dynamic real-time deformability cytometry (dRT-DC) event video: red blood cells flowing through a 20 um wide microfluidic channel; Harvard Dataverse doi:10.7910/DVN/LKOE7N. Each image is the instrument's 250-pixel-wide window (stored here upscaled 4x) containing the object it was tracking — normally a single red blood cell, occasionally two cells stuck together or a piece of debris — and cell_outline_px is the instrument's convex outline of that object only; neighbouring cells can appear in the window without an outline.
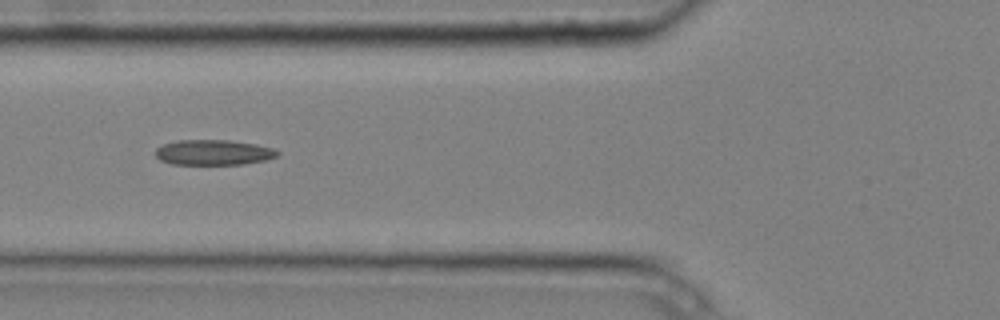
{"species": "common noctule bat (a hibernating species)", "species_latin": "Nyctalus noctula", "temperature_condition": "cold", "stored_images_in_passage": 10, "camera_frame_rate_fps": 3000, "um_per_image_px": 0.085, "animal": {"sex": "male", "body_mass_g": 20.4}, "frame": {"image": 1, "passage_image": 5, "time_ms": 1.333, "image_size_px": [1000, 320], "cell_outline_px": [[280, 152], [276, 156], [268, 160], [244, 164], [172, 164], [160, 160], [156, 156], [156, 148], [164, 144], [176, 140], [228, 140], [256, 144], [272, 148]], "centroid_in_image_um": [18.15, 12.95], "position_along_channel_um": 107.6, "area_um2": 17.98}}
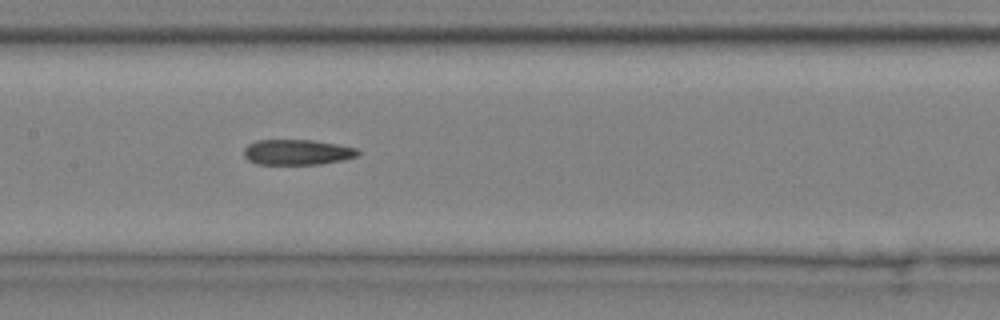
{"frame": {"image": 2, "passage_image": 7, "time_ms": 2.0, "image_size_px": [1000, 320], "cell_outline_px": [[360, 152], [356, 156], [344, 160], [320, 164], [256, 164], [248, 160], [244, 156], [244, 148], [248, 144], [256, 140], [312, 140], [336, 144], [356, 148]], "centroid_in_image_um": [25.24, 12.94], "position_along_channel_um": 182.2, "area_um2": 16.88}}
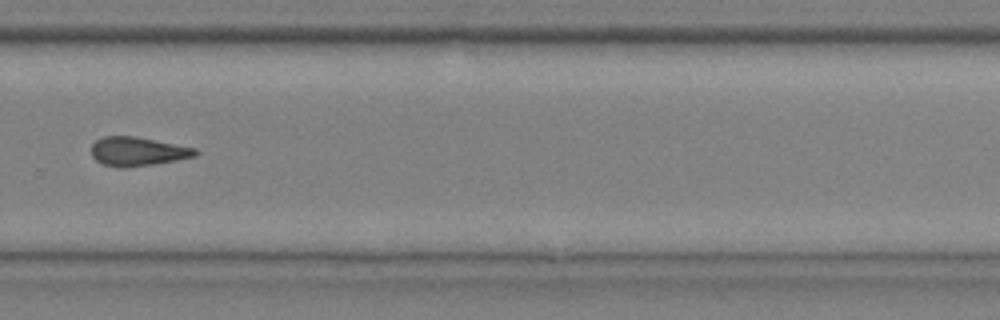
{"frame": {"image": 3, "passage_image": 10, "time_ms": 3.0, "image_size_px": [1000, 320], "cell_outline_px": [[200, 152], [196, 156], [176, 160], [152, 164], [124, 168], [120, 168], [104, 164], [96, 160], [92, 156], [92, 144], [96, 140], [104, 136], [136, 136], [196, 148]], "centroid_in_image_um": [11.71, 12.87], "position_along_channel_um": 318.1, "area_um2": 17.51}}